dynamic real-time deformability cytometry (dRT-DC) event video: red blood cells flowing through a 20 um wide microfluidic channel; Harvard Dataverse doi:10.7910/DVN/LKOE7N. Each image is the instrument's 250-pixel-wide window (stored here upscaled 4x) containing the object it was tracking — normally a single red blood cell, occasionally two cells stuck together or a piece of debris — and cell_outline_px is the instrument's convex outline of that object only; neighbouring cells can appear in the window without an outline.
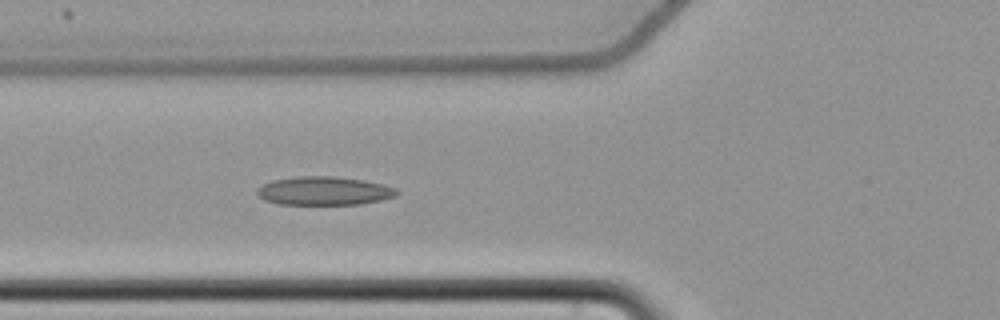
{"species": "common noctule bat (a hibernating species)", "species_latin": "Nyctalus noctula", "temperature_condition": "cold", "stored_images_in_passage": 34, "camera_frame_rate_fps": 3000, "um_per_image_px": 0.085, "animal": {"sex": "female", "body_mass_g": 22.7, "forearm_length_mm": 54.2}, "frame": {"image": 1, "passage_image": 7, "time_ms": 2.0, "image_size_px": [1000, 320], "cell_outline_px": [[400, 192], [396, 196], [380, 200], [360, 204], [280, 204], [264, 200], [256, 192], [256, 188], [272, 180], [300, 176], [332, 176], [364, 180], [384, 184], [396, 188]], "centroid_in_image_um": [27.57, 16.22], "position_along_channel_um": 98.2, "area_um2": 23.24}}
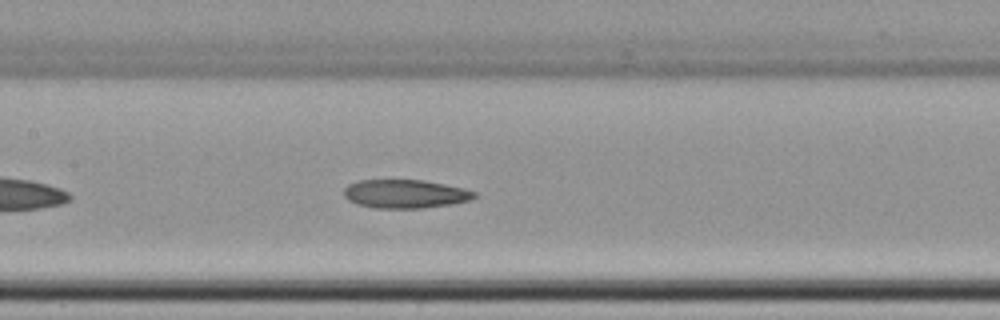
{"frame": {"image": 2, "passage_image": 13, "time_ms": 4.0, "image_size_px": [1000, 320], "cell_outline_px": [[476, 196], [468, 200], [452, 204], [420, 208], [376, 208], [356, 204], [348, 200], [344, 196], [344, 188], [348, 184], [360, 180], [424, 180], [464, 188], [476, 192]], "centroid_in_image_um": [34.41, 16.48], "position_along_channel_um": 173.0, "area_um2": 21.68}}
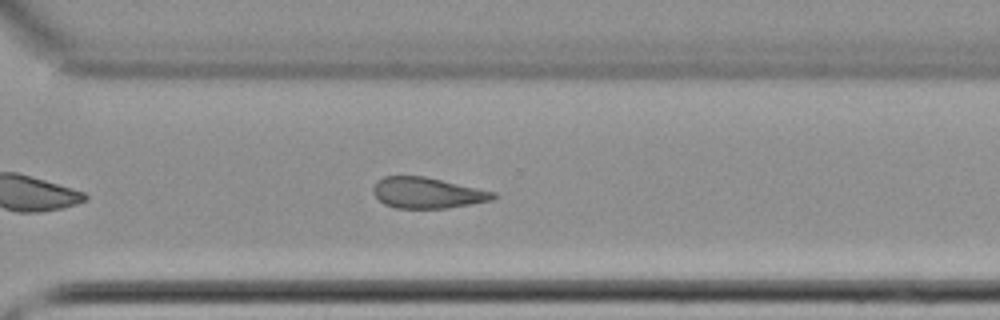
{"frame": {"image": 3, "passage_image": 26, "time_ms": 8.333, "image_size_px": [1000, 320], "cell_outline_px": [[496, 196], [492, 200], [448, 208], [396, 208], [384, 204], [372, 192], [372, 188], [376, 180], [384, 176], [424, 176], [496, 192]], "centroid_in_image_um": [36.29, 16.39], "position_along_channel_um": 334.3, "area_um2": 21.56}}